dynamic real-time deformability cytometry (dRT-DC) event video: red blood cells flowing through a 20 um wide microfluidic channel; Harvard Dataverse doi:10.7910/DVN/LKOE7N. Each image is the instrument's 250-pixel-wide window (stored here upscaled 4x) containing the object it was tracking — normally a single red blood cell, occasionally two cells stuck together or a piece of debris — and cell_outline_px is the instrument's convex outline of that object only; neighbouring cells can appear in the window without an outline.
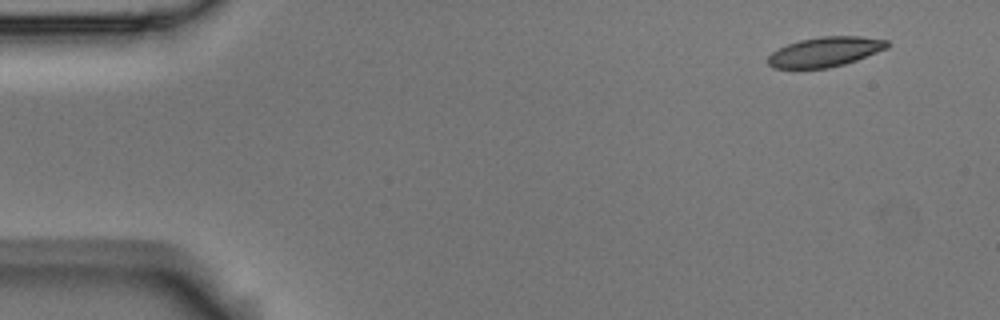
{"species": "Egyptian fruit bat (a non-hibernating species)", "species_latin": "Rousettus aegyptiacus", "temperature_condition": "room temperature", "stored_images_in_passage": 10, "camera_frame_rate_fps": 3000, "um_per_image_px": 0.085, "animal": {"sex": "male"}, "frame": {"image": 1, "passage_image": 1, "time_ms": 0.0, "image_size_px": [1000, 320], "cell_outline_px": [[892, 44], [888, 48], [856, 60], [844, 64], [828, 68], [772, 68], [768, 64], [768, 56], [772, 52], [788, 44], [800, 40], [820, 36], [860, 36], [888, 40]], "centroid_in_image_um": [70.17, 4.4], "position_along_channel_um": 14.8, "area_um2": 20.69}}
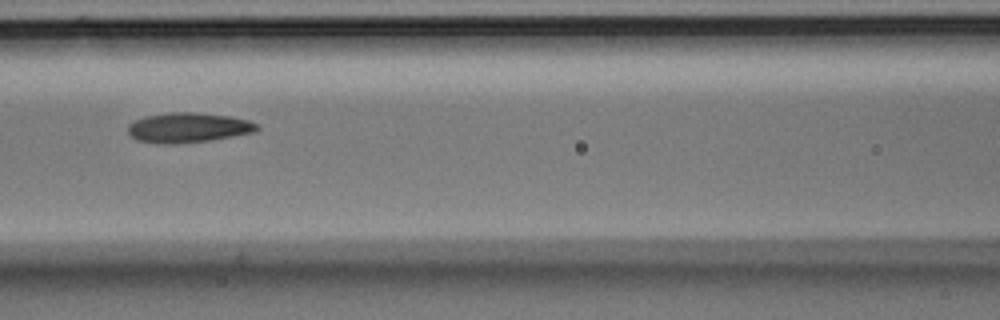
{"frame": {"image": 2, "passage_image": 6, "time_ms": 1.667, "image_size_px": [1000, 320], "cell_outline_px": [[260, 128], [256, 132], [208, 140], [176, 144], [160, 144], [136, 140], [128, 132], [128, 124], [144, 116], [168, 112], [200, 112], [228, 116], [248, 120], [260, 124]], "centroid_in_image_um": [16.0, 10.84], "position_along_channel_um": 150.6, "area_um2": 22.66}}
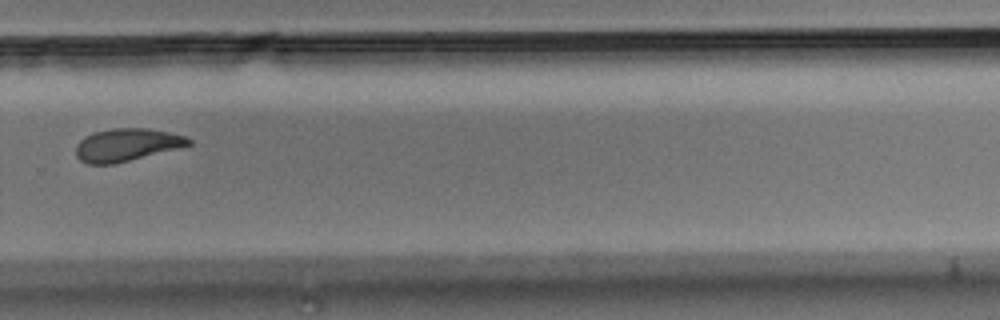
{"frame": {"image": 3, "passage_image": 10, "time_ms": 3.0, "image_size_px": [1000, 320], "cell_outline_px": [[192, 144], [180, 148], [116, 164], [88, 164], [80, 160], [76, 156], [76, 144], [84, 136], [96, 132], [112, 128], [148, 128], [188, 136], [192, 140]], "centroid_in_image_um": [10.8, 12.32], "position_along_channel_um": 319.0, "area_um2": 21.73}}